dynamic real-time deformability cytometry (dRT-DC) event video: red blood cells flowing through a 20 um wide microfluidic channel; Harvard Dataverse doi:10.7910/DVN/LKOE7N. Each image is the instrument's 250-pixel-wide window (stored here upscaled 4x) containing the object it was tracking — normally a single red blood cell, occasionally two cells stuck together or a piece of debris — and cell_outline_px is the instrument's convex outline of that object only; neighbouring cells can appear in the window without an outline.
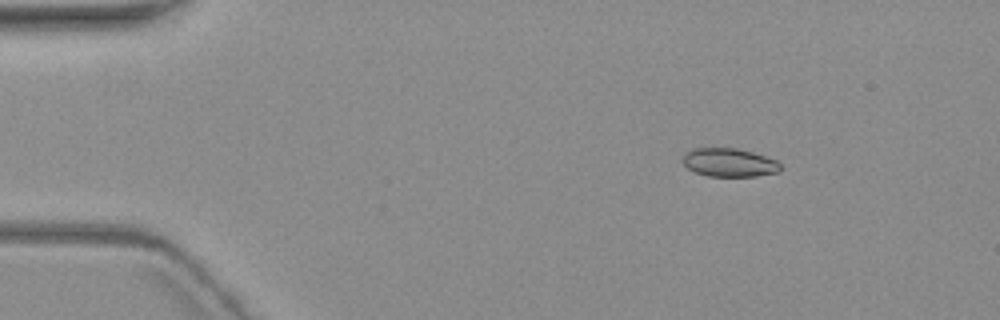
{"species": "common noctule bat (a hibernating species)", "species_latin": "Nyctalus noctula", "temperature_condition": "warm", "stored_images_in_passage": 3, "camera_frame_rate_fps": 3000, "um_per_image_px": 0.085, "animal": {"sex": "female", "body_mass_g": 19.3, "forearm_length_mm": 54.1}, "frame": {"image": 1, "passage_image": 1, "time_ms": 0.0, "image_size_px": [1000, 320], "cell_outline_px": [[780, 172], [756, 176], [708, 176], [696, 172], [688, 168], [680, 160], [684, 152], [692, 148], [736, 148], [752, 152], [776, 160], [780, 164]], "centroid_in_image_um": [61.94, 13.81], "position_along_channel_um": 23.1, "area_um2": 16.3}}